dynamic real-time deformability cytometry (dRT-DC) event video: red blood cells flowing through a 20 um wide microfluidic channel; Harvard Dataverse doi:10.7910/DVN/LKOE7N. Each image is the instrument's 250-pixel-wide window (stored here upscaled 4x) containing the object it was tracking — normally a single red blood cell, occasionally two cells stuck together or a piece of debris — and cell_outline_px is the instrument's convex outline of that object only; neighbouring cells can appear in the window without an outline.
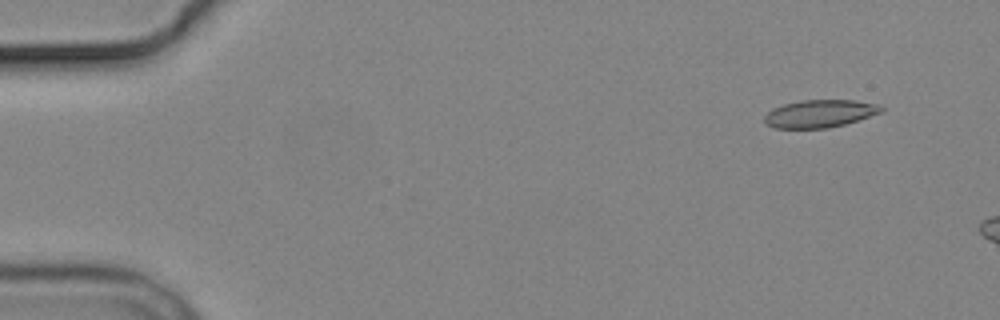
{"species": "common noctule bat (a hibernating species)", "species_latin": "Nyctalus noctula", "temperature_condition": "cold", "stored_images_in_passage": 4, "segment_of_instrument_passage": [2, 2], "camera_frame_rate_fps": 3000, "um_per_image_px": 0.085, "animal": {"sex": "male", "body_mass_g": 19.2, "forearm_length_mm": 51.8}, "frame": {"image": 1, "passage_image": 4, "time_ms": 4.667, "image_size_px": [1000, 320], "cell_outline_px": [[884, 112], [844, 124], [828, 128], [776, 128], [764, 124], [764, 116], [772, 108], [784, 104], [800, 100], [856, 100], [876, 104], [884, 108]], "centroid_in_image_um": [69.67, 9.65], "position_along_channel_um": 15.3, "area_um2": 18.9}}